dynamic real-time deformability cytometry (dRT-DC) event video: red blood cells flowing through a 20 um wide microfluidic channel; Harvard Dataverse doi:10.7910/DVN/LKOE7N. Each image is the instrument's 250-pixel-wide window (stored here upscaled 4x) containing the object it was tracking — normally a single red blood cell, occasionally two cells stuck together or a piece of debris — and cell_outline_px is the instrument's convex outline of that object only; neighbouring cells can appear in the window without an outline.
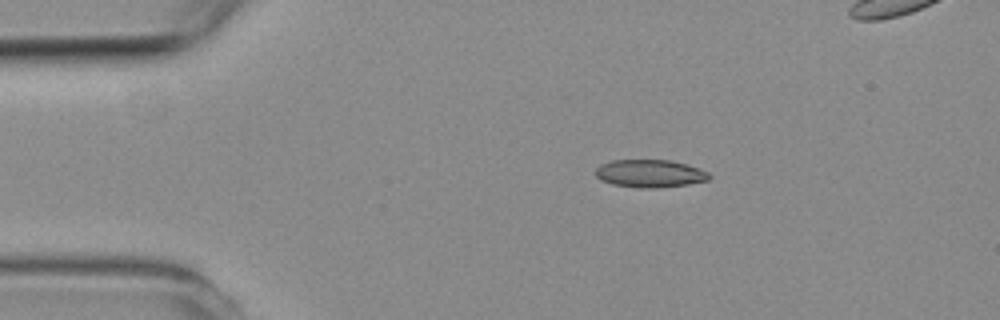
{"species": "common noctule bat (a hibernating species)", "species_latin": "Nyctalus noctula", "temperature_condition": "room temperature", "stored_images_in_passage": 6, "camera_frame_rate_fps": 3000, "um_per_image_px": 0.085, "animal": {"sex": "female", "body_mass_g": 19.3, "forearm_length_mm": 54.1}, "frame": {"image": 1, "passage_image": 3, "time_ms": 3.0, "image_size_px": [1000, 320], "cell_outline_px": [[712, 176], [708, 180], [688, 184], [656, 188], [644, 188], [612, 184], [600, 180], [596, 176], [596, 168], [600, 164], [612, 160], [672, 160], [708, 172]], "centroid_in_image_um": [55.22, 14.75], "position_along_channel_um": 29.8, "area_um2": 18.26}}
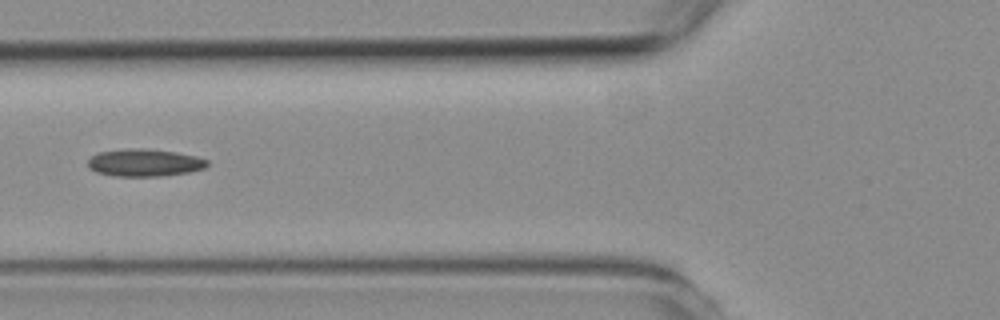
{"frame": {"image": 2, "passage_image": 5, "time_ms": 6.333, "image_size_px": [1000, 320], "cell_outline_px": [[208, 164], [204, 168], [188, 172], [160, 176], [116, 176], [96, 172], [88, 168], [88, 160], [92, 156], [100, 152], [132, 148], [136, 148], [176, 152], [196, 156], [208, 160]], "centroid_in_image_um": [12.27, 13.83], "position_along_channel_um": 113.5, "area_um2": 18.84}}
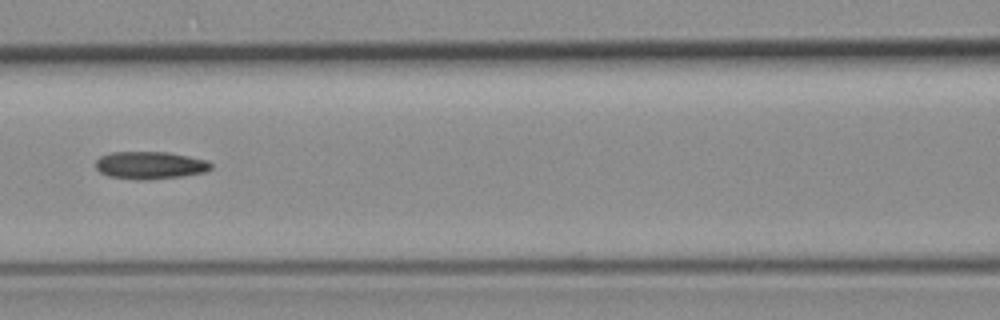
{"frame": {"image": 3, "passage_image": 6, "time_ms": 7.333, "image_size_px": [1000, 320], "cell_outline_px": [[212, 168], [204, 172], [180, 176], [140, 180], [108, 176], [100, 172], [96, 168], [96, 160], [100, 156], [112, 152], [168, 152], [208, 160], [212, 164]], "centroid_in_image_um": [12.75, 14.03], "position_along_channel_um": 153.9, "area_um2": 18.38}}